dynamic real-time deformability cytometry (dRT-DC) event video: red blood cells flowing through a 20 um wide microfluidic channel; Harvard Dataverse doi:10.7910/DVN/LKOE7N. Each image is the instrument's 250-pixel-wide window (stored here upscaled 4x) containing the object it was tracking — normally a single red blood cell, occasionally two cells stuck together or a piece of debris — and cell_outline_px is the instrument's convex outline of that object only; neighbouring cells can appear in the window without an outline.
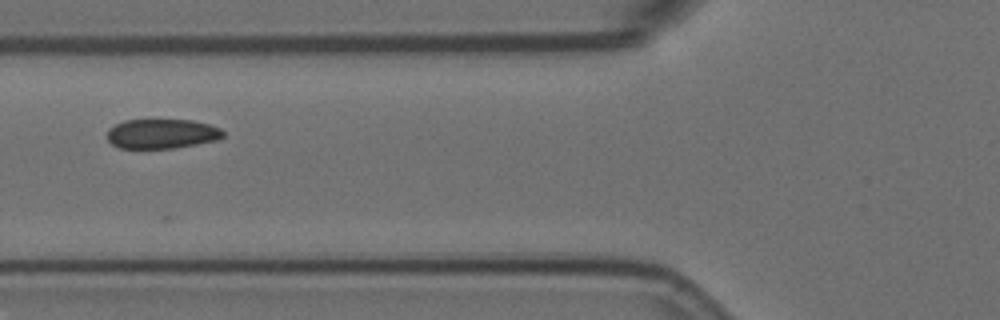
{"species": "Egyptian fruit bat (a non-hibernating species)", "species_latin": "Rousettus aegyptiacus", "temperature_condition": "room temperature", "stored_images_in_passage": 8, "camera_frame_rate_fps": 3000, "um_per_image_px": 0.085, "animal": {"sex": "female"}, "frame": {"image": 1, "passage_image": 5, "time_ms": 1.333, "image_size_px": [1000, 320], "cell_outline_px": [[224, 136], [220, 140], [172, 148], [120, 148], [112, 144], [108, 140], [108, 128], [124, 120], [192, 120], [208, 124], [220, 128], [224, 132]], "centroid_in_image_um": [13.77, 11.37], "position_along_channel_um": 112.0, "area_um2": 20.0}}
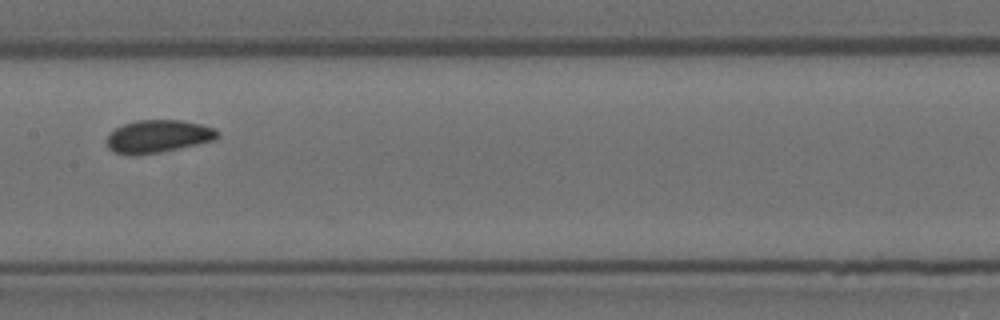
{"frame": {"image": 2, "passage_image": 7, "time_ms": 2.0, "image_size_px": [1000, 320], "cell_outline_px": [[220, 136], [216, 140], [180, 148], [160, 152], [132, 156], [128, 156], [112, 152], [108, 148], [108, 136], [116, 128], [124, 124], [136, 120], [184, 120], [216, 128], [220, 132]], "centroid_in_image_um": [13.48, 11.6], "position_along_channel_um": 193.9, "area_um2": 21.39}}
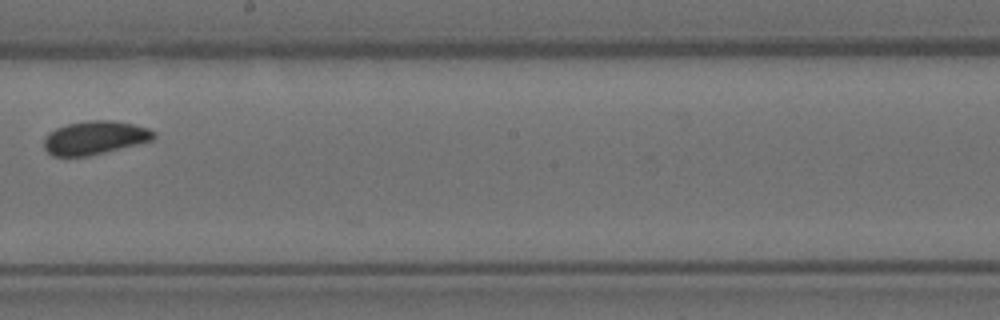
{"frame": {"image": 3, "passage_image": 8, "time_ms": 2.333, "image_size_px": [1000, 320], "cell_outline_px": [[156, 136], [152, 140], [88, 156], [52, 156], [44, 148], [44, 140], [48, 132], [56, 128], [68, 124], [88, 120], [112, 120], [132, 124], [148, 128], [156, 132]], "centroid_in_image_um": [8.04, 11.7], "position_along_channel_um": 240.2, "area_um2": 21.27}}